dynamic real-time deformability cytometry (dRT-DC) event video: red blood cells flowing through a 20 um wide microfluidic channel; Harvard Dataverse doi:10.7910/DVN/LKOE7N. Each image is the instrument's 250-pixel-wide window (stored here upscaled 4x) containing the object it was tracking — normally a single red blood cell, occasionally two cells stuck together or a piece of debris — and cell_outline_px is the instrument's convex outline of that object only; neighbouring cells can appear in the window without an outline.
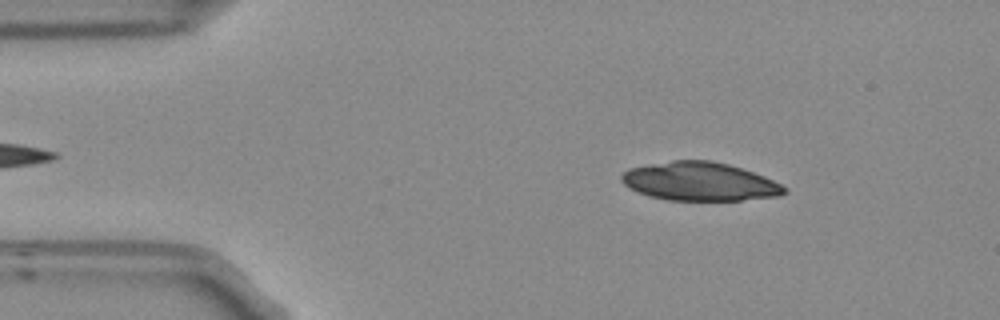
{"species": "Egyptian fruit bat (a non-hibernating species)", "species_latin": "Rousettus aegyptiacus", "temperature_condition": "room temperature", "stored_images_in_passage": 44, "camera_frame_rate_fps": 3000, "um_per_image_px": 0.085, "frame": {"image": 1, "passage_image": 7, "time_ms": 2.0, "image_size_px": [1000, 320], "cell_outline_px": [[788, 192], [780, 196], [740, 200], [668, 200], [648, 196], [628, 188], [620, 180], [620, 176], [628, 168], [648, 164], [672, 160], [712, 160], [728, 164], [764, 176], [788, 188]], "centroid_in_image_um": [59.45, 15.43], "position_along_channel_um": 25.6, "area_um2": 36.7}}